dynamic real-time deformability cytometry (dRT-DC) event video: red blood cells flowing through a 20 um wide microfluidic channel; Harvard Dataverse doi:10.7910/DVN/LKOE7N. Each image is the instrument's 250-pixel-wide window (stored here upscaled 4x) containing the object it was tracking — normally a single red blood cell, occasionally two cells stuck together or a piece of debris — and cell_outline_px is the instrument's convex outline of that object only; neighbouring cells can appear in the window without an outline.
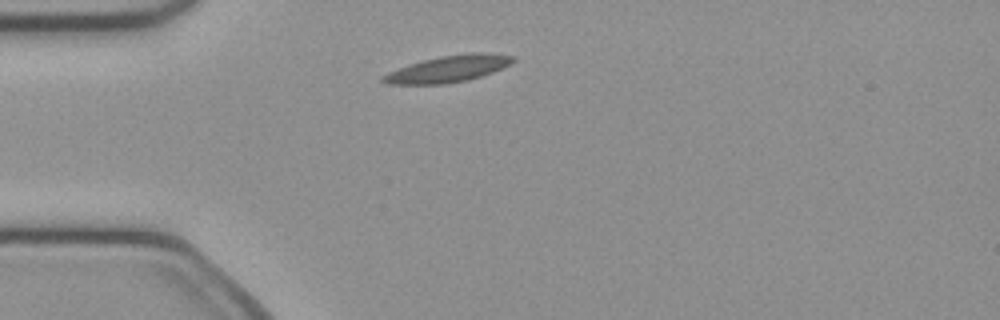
{"species": "common noctule bat (a hibernating species)", "species_latin": "Nyctalus noctula", "temperature_condition": "cold", "stored_images_in_passage": 35, "camera_frame_rate_fps": 3000, "um_per_image_px": 0.085, "animal": {"sex": "female", "body_mass_g": 21.9}, "frame": {"image": 1, "passage_image": 1, "time_ms": 0.0, "image_size_px": [1000, 320], "cell_outline_px": [[516, 60], [492, 72], [480, 76], [464, 80], [444, 84], [388, 84], [380, 80], [380, 76], [388, 72], [424, 60], [440, 56], [472, 52], [484, 52], [516, 56]], "centroid_in_image_um": [38.09, 5.84], "position_along_channel_um": 46.9, "area_um2": 19.83}}
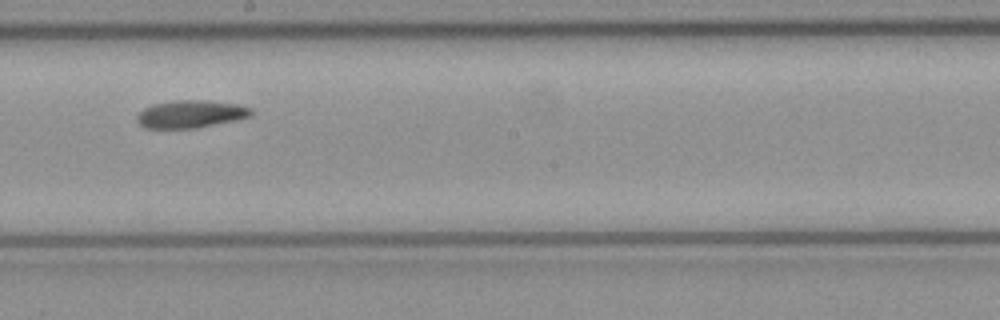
{"frame": {"image": 2, "passage_image": 16, "time_ms": 5.0, "image_size_px": [1000, 320], "cell_outline_px": [[252, 116], [236, 120], [192, 128], [144, 128], [136, 120], [136, 116], [144, 108], [156, 104], [176, 100], [204, 100], [236, 104], [252, 108]], "centroid_in_image_um": [16.21, 9.69], "position_along_channel_um": 232.0, "area_um2": 18.15}}
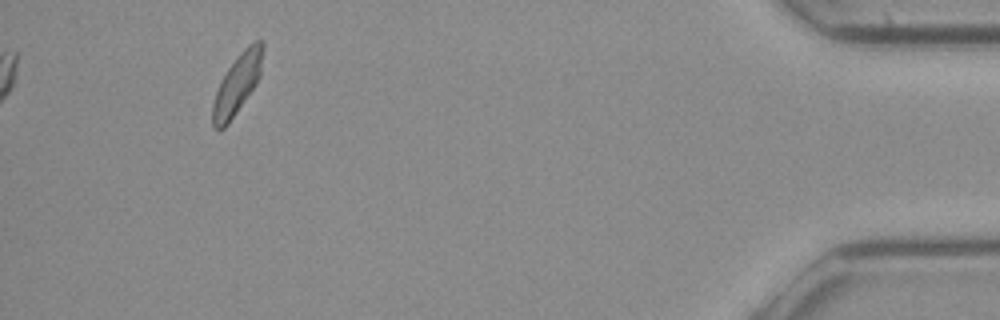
{"frame": {"image": 3, "passage_image": 35, "time_ms": 11.333, "image_size_px": [1000, 320], "cell_outline_px": [[264, 48], [260, 76], [256, 84], [228, 124], [220, 132], [212, 124], [212, 104], [220, 80], [236, 56], [248, 44], [256, 40], [264, 40]], "centroid_in_image_um": [20.17, 7.12], "position_along_channel_um": 415.0, "area_um2": 17.69}, "authors_computed_cell_mechanics": {"area_um2": 18.207, "velocity_mm_per_s": 4.0152, "shape_relaxation_time_tau1_ms": null, "shape_relaxation_time_tau2_ms": 4.8875, "deformation_change_tau1": null, "deformation_change_tau2": 0.1084}}